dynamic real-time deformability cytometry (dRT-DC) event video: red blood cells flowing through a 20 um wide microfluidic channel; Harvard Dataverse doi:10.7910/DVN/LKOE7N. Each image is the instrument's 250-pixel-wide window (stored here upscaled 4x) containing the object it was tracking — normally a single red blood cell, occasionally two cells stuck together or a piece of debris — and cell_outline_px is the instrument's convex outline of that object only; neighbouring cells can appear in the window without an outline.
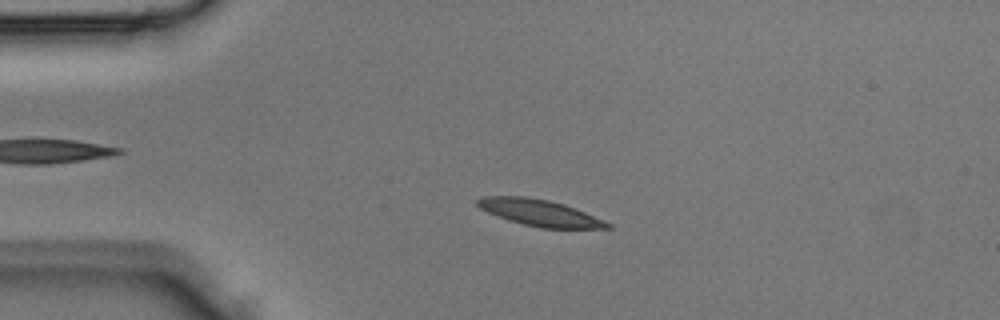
{"species": "Egyptian fruit bat (a non-hibernating species)", "species_latin": "Rousettus aegyptiacus", "temperature_condition": "room temperature", "stored_images_in_passage": 3, "camera_frame_rate_fps": 3000, "um_per_image_px": 0.085, "animal": {"sex": "male"}, "frame": {"image": 1, "passage_image": 2, "time_ms": 0.333, "image_size_px": [1000, 320], "cell_outline_px": [[612, 228], [540, 228], [508, 220], [488, 212], [480, 208], [476, 204], [476, 200], [480, 196], [524, 196], [548, 200], [564, 204], [576, 208], [604, 220], [612, 224]], "centroid_in_image_um": [45.87, 18.08], "position_along_channel_um": 39.1, "area_um2": 20.0}}